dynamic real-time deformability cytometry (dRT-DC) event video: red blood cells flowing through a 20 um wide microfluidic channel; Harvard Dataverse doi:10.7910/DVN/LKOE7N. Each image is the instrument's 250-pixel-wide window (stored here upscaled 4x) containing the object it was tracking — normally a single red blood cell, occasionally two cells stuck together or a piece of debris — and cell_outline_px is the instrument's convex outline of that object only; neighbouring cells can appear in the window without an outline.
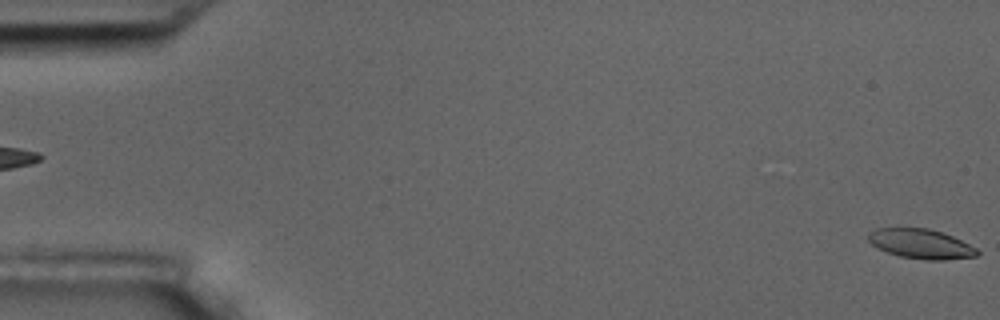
{"species": "common noctule bat (a hibernating species)", "species_latin": "Nyctalus noctula", "temperature_condition": "room temperature", "stored_images_in_passage": 6, "segment_of_instrument_passage": [2, 2], "camera_frame_rate_fps": 3000, "um_per_image_px": 0.085, "animal": {"sex": "male", "body_mass_g": 17.5, "forearm_length_mm": 52.3}, "frame": {"image": 1, "passage_image": 6, "time_ms": 6.0, "image_size_px": [1000, 320], "cell_outline_px": [[980, 252], [976, 256], [944, 260], [928, 260], [900, 256], [876, 248], [868, 240], [868, 232], [876, 228], [928, 228], [944, 232], [976, 248]], "centroid_in_image_um": [78.26, 20.72], "position_along_channel_um": 6.7, "area_um2": 18.79}}